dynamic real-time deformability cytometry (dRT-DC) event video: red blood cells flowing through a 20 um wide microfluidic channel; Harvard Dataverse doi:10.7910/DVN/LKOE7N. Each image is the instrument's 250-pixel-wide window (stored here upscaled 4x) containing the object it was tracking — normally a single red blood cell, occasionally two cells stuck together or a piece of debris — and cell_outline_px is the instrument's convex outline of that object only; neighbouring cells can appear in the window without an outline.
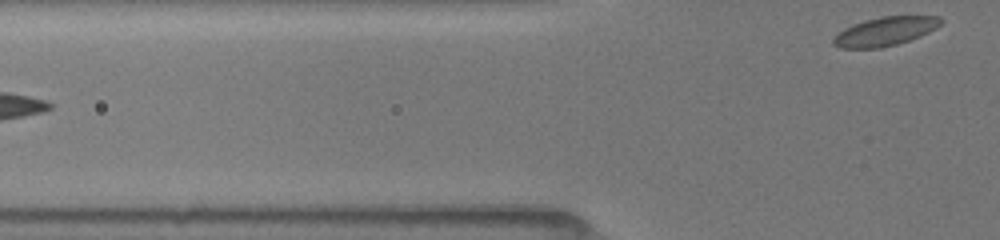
{"species": "common noctule bat (a hibernating species)", "species_latin": "Nyctalus noctula", "temperature_condition": "room temperature", "stored_images_in_passage": 10, "segment_of_instrument_passage": [2, 2], "camera_frame_rate_fps": 3000, "um_per_image_px": 0.085, "animal": {"sex": "female", "body_mass_g": 19.5, "forearm_length_mm": 54.1}, "frame": {"image": 1, "passage_image": 10, "time_ms": 7.333, "image_size_px": [1000, 240], "cell_outline_px": [[944, 20], [936, 28], [920, 36], [896, 44], [880, 48], [840, 48], [832, 44], [832, 40], [844, 28], [852, 24], [864, 20], [884, 16], [940, 16]], "centroid_in_image_um": [75.23, 2.66], "position_along_channel_um": 50.6, "area_um2": 17.92}}